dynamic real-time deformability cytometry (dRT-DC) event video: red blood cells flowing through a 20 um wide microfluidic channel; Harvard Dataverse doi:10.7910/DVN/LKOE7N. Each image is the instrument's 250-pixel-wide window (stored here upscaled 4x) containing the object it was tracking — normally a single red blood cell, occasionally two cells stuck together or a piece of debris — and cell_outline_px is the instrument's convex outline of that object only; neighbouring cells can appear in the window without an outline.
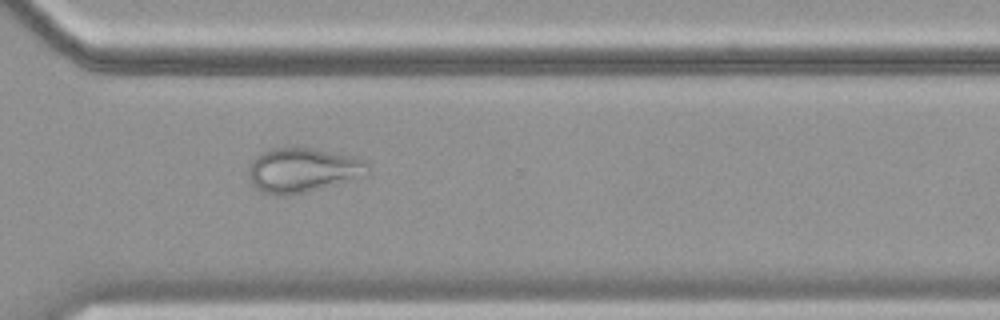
{"species": "common noctule bat (a hibernating species)", "species_latin": "Nyctalus noctula", "temperature_condition": "cold", "stored_images_in_passage": 54, "camera_frame_rate_fps": 3000, "um_per_image_px": 0.085, "animal": {"sex": "female", "body_mass_g": 19.9}, "frame": {"image": 1, "passage_image": 41, "time_ms": 13.333, "image_size_px": [1000, 320], "cell_outline_px": [[368, 172], [352, 180], [304, 192], [284, 196], [264, 192], [256, 188], [252, 184], [248, 176], [248, 164], [260, 152], [276, 148], [312, 148], [352, 156], [368, 160]], "centroid_in_image_um": [25.7, 14.45], "position_along_channel_um": 344.9, "area_um2": 30.75}}
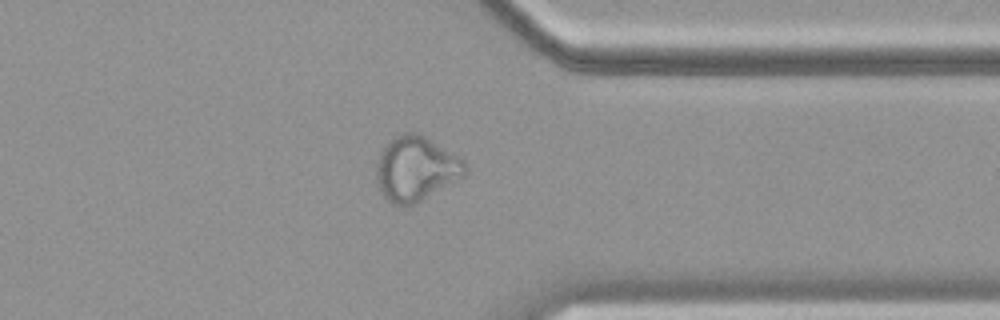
{"frame": {"image": 2, "passage_image": 44, "time_ms": 14.333, "image_size_px": [1000, 320], "cell_outline_px": [[468, 168], [464, 176], [420, 200], [404, 208], [392, 204], [380, 192], [376, 176], [376, 164], [380, 152], [388, 140], [400, 132], [420, 132], [464, 160]], "centroid_in_image_um": [35.32, 14.31], "position_along_channel_um": 376.1, "area_um2": 33.64}}